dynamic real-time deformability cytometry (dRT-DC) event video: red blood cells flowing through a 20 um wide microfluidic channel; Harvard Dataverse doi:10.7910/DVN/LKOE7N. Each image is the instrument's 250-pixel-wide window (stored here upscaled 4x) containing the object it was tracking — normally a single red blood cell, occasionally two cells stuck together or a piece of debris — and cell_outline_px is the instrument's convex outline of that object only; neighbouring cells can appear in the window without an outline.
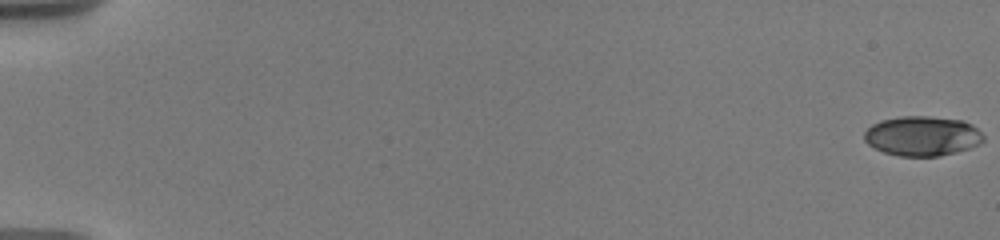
{"species": "human", "species_latin": "Homo sapiens", "temperature_condition": "warm", "stored_images_in_passage": 42, "camera_frame_rate_fps": 3000, "um_per_image_px": 0.085, "donor": {"sex": "male"}, "frame": {"image": 1, "passage_image": 1, "time_ms": 0.0, "image_size_px": [1000, 240], "cell_outline_px": [[984, 140], [980, 144], [956, 152], [940, 156], [900, 156], [884, 152], [868, 144], [864, 140], [864, 132], [872, 124], [880, 120], [900, 116], [928, 116], [964, 120], [972, 124], [984, 136]], "centroid_in_image_um": [78.4, 11.55], "position_along_channel_um": 6.6, "area_um2": 27.69}}
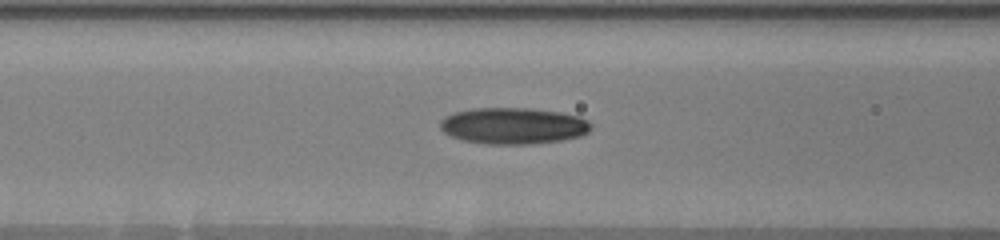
{"frame": {"image": 2, "passage_image": 21, "time_ms": 8.333, "image_size_px": [1000, 240], "cell_outline_px": [[592, 128], [588, 132], [580, 136], [560, 140], [532, 144], [488, 144], [464, 140], [452, 136], [444, 132], [440, 128], [440, 120], [444, 116], [456, 112], [472, 108], [528, 108], [560, 112], [580, 116], [588, 120], [592, 124]], "centroid_in_image_um": [43.65, 10.69], "position_along_channel_um": 123.0, "area_um2": 32.08}}
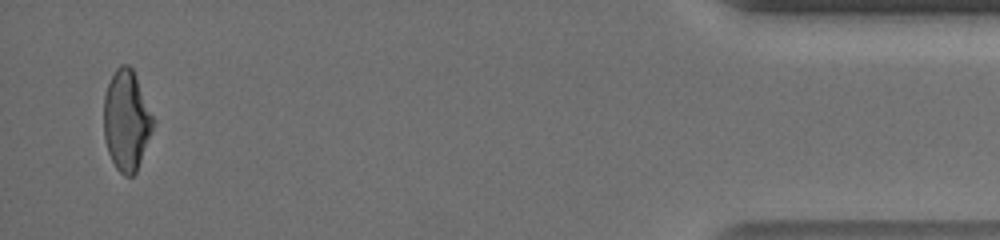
{"frame": {"image": 3, "passage_image": 42, "time_ms": 18.333, "image_size_px": [1000, 240], "cell_outline_px": [[156, 120], [136, 172], [132, 176], [124, 176], [116, 168], [108, 152], [104, 136], [104, 96], [108, 84], [116, 68], [120, 64], [128, 64], [132, 68]], "centroid_in_image_um": [10.76, 10.23], "position_along_channel_um": 424.4, "area_um2": 28.84}, "authors_computed_cell_mechanics": {"area_um2": 29.0734, "velocity_mm_per_s": 3.6888, "shape_relaxation_time_tau1_ms": 6.4125, "shape_relaxation_time_tau2_ms": 2.4005, "deformation_change_tau1": 0.1845, "deformation_change_tau2": 0.0858}}